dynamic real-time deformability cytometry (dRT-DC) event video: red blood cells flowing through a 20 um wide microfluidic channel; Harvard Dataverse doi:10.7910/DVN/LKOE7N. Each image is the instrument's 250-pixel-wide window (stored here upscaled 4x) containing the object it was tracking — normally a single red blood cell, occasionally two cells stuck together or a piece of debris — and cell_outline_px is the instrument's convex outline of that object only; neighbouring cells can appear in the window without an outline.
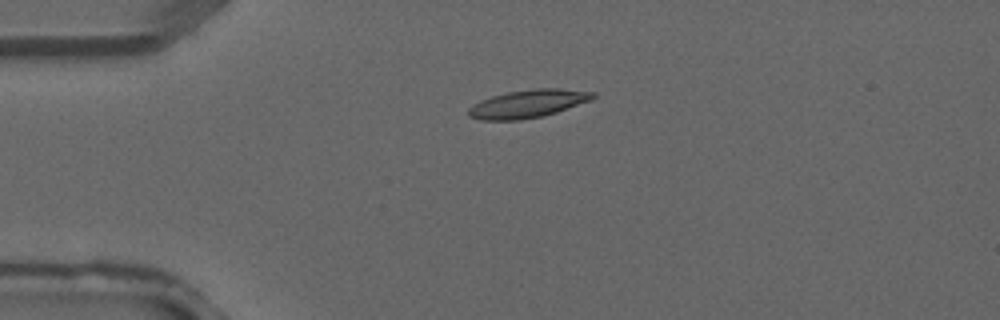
{"species": "common noctule bat (a hibernating species)", "species_latin": "Nyctalus noctula", "temperature_condition": "warm", "stored_images_in_passage": 1, "camera_frame_rate_fps": 3000, "um_per_image_px": 0.085, "animal": {"sex": "male", "forearm_length_mm": 52.5}, "frame": {"image": 1, "passage_image": 1, "time_ms": 0.0, "image_size_px": [1000, 320], "cell_outline_px": [[596, 96], [592, 100], [556, 112], [540, 116], [520, 120], [480, 120], [468, 116], [468, 108], [480, 100], [492, 96], [508, 92], [536, 88], [560, 88], [596, 92]], "centroid_in_image_um": [44.88, 8.81], "position_along_channel_um": 40.1, "area_um2": 20.29}}